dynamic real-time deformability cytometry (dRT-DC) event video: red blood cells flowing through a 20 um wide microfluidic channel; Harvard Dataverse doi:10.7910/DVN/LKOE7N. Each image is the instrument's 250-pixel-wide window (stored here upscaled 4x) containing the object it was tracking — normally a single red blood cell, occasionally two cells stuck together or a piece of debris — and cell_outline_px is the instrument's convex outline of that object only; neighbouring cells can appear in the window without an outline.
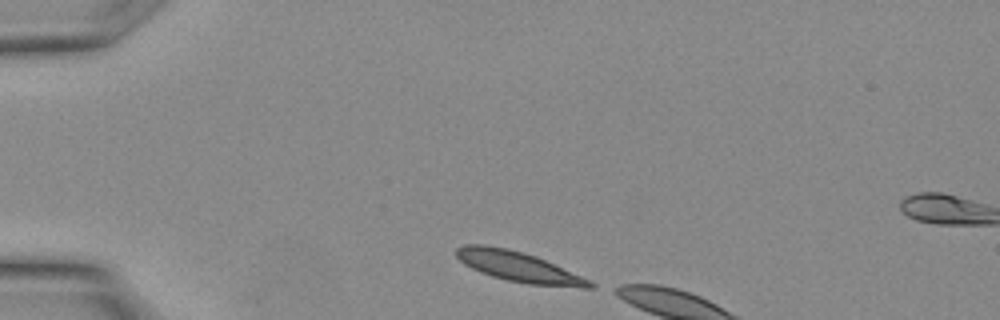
{"species": "Egyptian fruit bat (a non-hibernating species)", "species_latin": "Rousettus aegyptiacus", "temperature_condition": "warm", "stored_images_in_passage": 3, "camera_frame_rate_fps": 3000, "um_per_image_px": 0.085, "animal": {"sex": "female"}, "frame": {"image": 1, "passage_image": 1, "time_ms": 0.0, "image_size_px": [1000, 320], "cell_outline_px": [[596, 284], [592, 288], [584, 288], [528, 284], [508, 280], [492, 276], [480, 272], [464, 264], [456, 256], [456, 248], [464, 244], [488, 244], [508, 248], [524, 252], [536, 256], [592, 280]], "centroid_in_image_um": [44.09, 22.66], "position_along_channel_um": 40.9, "area_um2": 23.7}}